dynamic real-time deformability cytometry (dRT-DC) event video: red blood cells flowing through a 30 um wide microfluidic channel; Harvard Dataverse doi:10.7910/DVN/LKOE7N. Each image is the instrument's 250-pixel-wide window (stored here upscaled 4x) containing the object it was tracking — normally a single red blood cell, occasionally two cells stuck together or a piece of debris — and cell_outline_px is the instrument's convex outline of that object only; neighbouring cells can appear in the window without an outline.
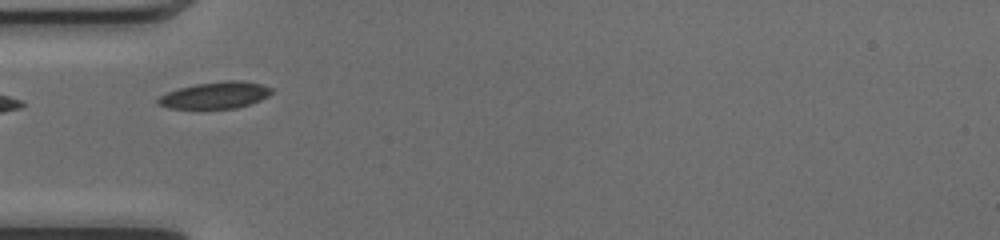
{"species": "common noctule bat (a hibernating species)", "species_latin": "Nyctalus noctula", "temperature_condition": "cold", "stored_images_in_passage": 3, "camera_frame_rate_fps": 3000, "um_per_image_px": 0.085, "animal": {"sex": "female", "body_mass_g": 17.0, "forearm_length_mm": 48.0}, "frame": {"image": 1, "passage_image": 1, "time_ms": 0.0, "image_size_px": [1000, 240], "cell_outline_px": [[272, 92], [268, 96], [260, 100], [236, 108], [168, 108], [160, 104], [156, 100], [160, 96], [168, 92], [180, 88], [196, 84], [224, 80], [240, 80], [260, 84], [272, 88]], "centroid_in_image_um": [18.32, 8.08], "position_along_channel_um": 66.7, "area_um2": 17.4}}